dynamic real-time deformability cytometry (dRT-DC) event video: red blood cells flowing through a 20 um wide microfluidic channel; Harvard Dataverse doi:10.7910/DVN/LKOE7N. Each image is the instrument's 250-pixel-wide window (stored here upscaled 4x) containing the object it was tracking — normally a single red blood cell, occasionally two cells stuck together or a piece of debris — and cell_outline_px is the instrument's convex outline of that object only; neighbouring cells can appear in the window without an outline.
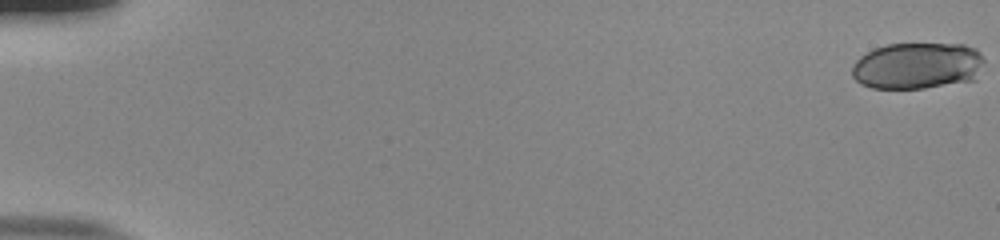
{"species": "human", "species_latin": "Homo sapiens", "temperature_condition": "room temperature", "stored_images_in_passage": 22, "camera_frame_rate_fps": 3000, "um_per_image_px": 0.085, "donor": {"sex": "male"}, "frame": {"image": 1, "passage_image": 1, "time_ms": 0.0, "image_size_px": [1000, 240], "cell_outline_px": [[984, 60], [976, 80], [924, 88], [872, 88], [860, 84], [852, 76], [852, 64], [860, 56], [876, 48], [888, 44], [964, 44], [976, 48], [980, 52]], "centroid_in_image_um": [77.99, 5.59], "position_along_channel_um": 7.0, "area_um2": 36.07}}
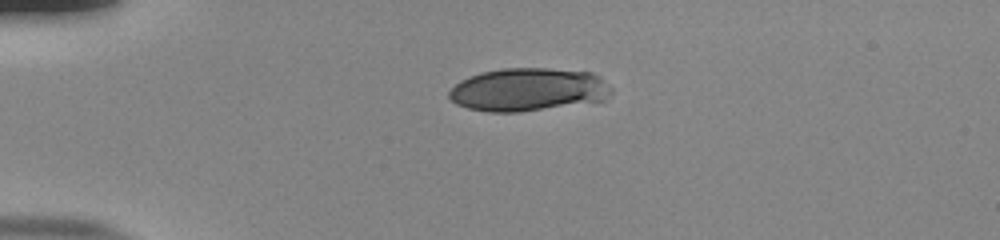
{"frame": {"image": 2, "passage_image": 15, "time_ms": 4.667, "image_size_px": [1000, 240], "cell_outline_px": [[612, 92], [604, 100], [520, 112], [488, 112], [468, 108], [456, 104], [448, 96], [448, 92], [460, 80], [468, 76], [480, 72], [500, 68], [548, 68], [592, 72], [600, 76], [612, 88]], "centroid_in_image_um": [44.88, 7.6], "position_along_channel_um": 40.1, "area_um2": 40.92}}